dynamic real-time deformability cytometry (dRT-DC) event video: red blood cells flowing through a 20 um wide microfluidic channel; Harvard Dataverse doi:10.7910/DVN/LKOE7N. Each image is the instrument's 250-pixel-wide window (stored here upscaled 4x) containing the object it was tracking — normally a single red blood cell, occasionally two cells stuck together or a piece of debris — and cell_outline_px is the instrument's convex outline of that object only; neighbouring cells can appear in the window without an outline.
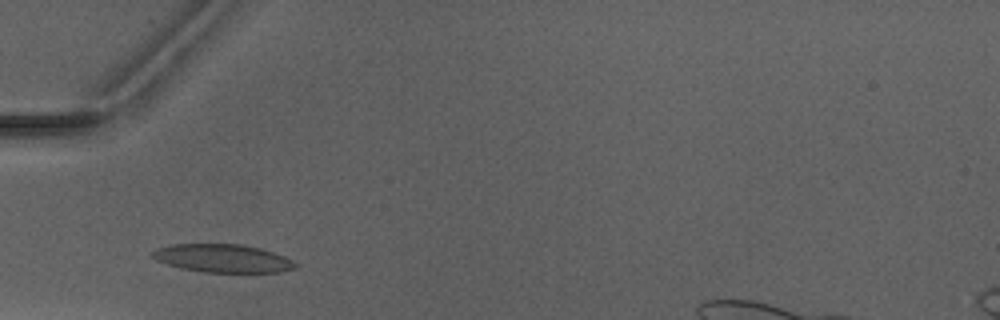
{"species": "Egyptian fruit bat (a non-hibernating species)", "species_latin": "Rousettus aegyptiacus", "temperature_condition": "warm", "stored_images_in_passage": 3, "camera_frame_rate_fps": 3000, "um_per_image_px": 0.085, "animal": {"sex": "male"}, "frame": {"image": 1, "passage_image": 1, "time_ms": 0.0, "image_size_px": [1000, 320], "cell_outline_px": [[296, 268], [280, 272], [200, 272], [180, 268], [156, 260], [152, 256], [152, 252], [156, 248], [168, 244], [240, 244], [260, 248], [284, 256], [292, 260], [296, 264]], "centroid_in_image_um": [18.9, 21.95], "position_along_channel_um": 66.1, "area_um2": 23.47}}
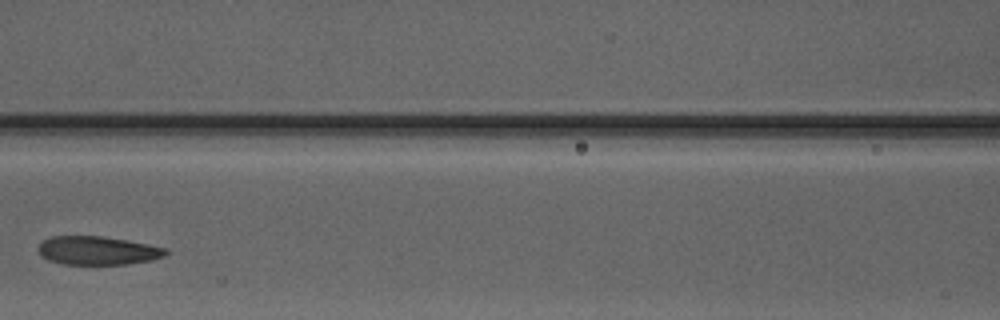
{"frame": {"image": 2, "passage_image": 3, "time_ms": 2.333, "image_size_px": [1000, 320], "cell_outline_px": [[168, 252], [164, 256], [148, 260], [128, 264], [60, 264], [48, 260], [40, 252], [40, 244], [44, 240], [52, 236], [100, 236], [148, 244], [168, 248]], "centroid_in_image_um": [8.32, 21.3], "position_along_channel_um": 158.3, "area_um2": 20.87}}